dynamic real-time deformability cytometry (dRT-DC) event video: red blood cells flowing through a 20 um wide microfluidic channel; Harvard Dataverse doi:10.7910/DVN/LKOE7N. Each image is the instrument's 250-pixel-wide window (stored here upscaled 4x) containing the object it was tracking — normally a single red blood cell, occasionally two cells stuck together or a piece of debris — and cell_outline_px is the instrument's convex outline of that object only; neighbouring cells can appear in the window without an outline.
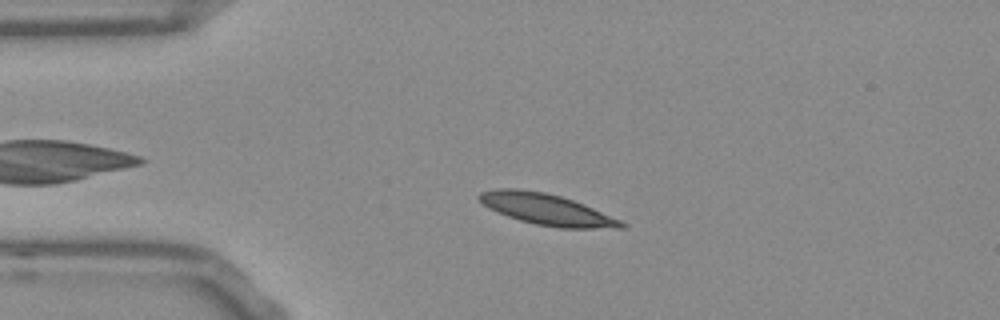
{"species": "Egyptian fruit bat (a non-hibernating species)", "species_latin": "Rousettus aegyptiacus", "temperature_condition": "room temperature", "stored_images_in_passage": 53, "camera_frame_rate_fps": 3000, "um_per_image_px": 0.085, "frame": {"image": 1, "passage_image": 11, "time_ms": 3.333, "image_size_px": [1000, 320], "cell_outline_px": [[628, 224], [624, 228], [560, 228], [536, 224], [520, 220], [496, 212], [488, 208], [476, 196], [480, 192], [500, 188], [516, 188], [544, 192], [560, 196], [584, 204], [620, 220]], "centroid_in_image_um": [46.45, 17.8], "position_along_channel_um": 38.5, "area_um2": 25.61}}
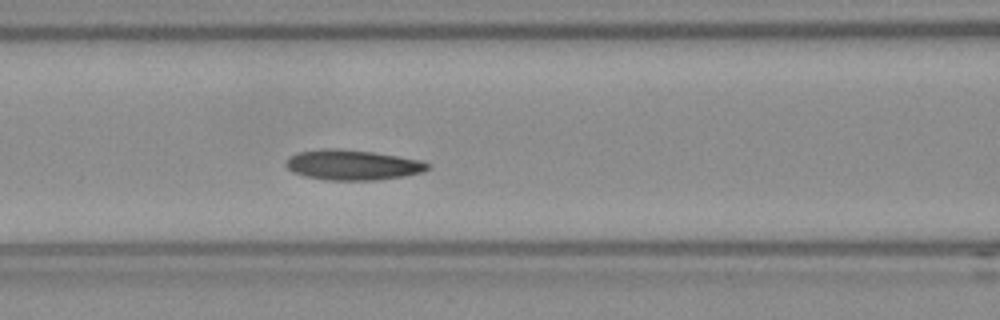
{"frame": {"image": 2, "passage_image": 21, "time_ms": 6.667, "image_size_px": [1000, 320], "cell_outline_px": [[432, 164], [428, 168], [420, 172], [404, 176], [376, 180], [324, 180], [304, 176], [292, 172], [284, 164], [288, 156], [296, 152], [324, 148], [340, 148], [372, 152], [420, 160]], "centroid_in_image_um": [29.9, 14.01], "position_along_channel_um": 136.7, "area_um2": 25.09}}
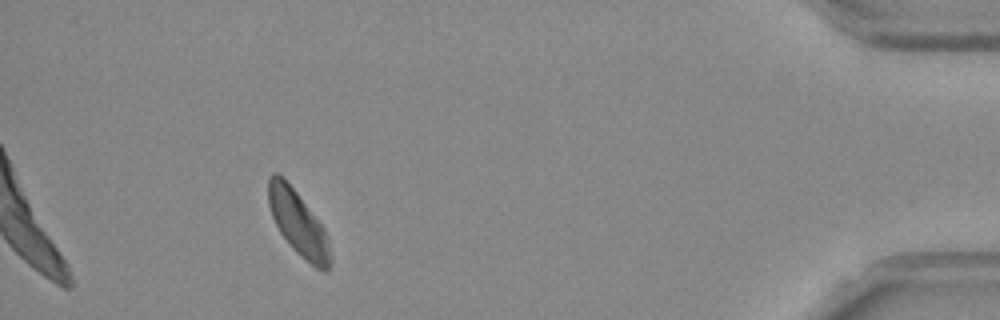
{"frame": {"image": 3, "passage_image": 48, "time_ms": 15.667, "image_size_px": [1000, 320], "cell_outline_px": [[328, 272], [324, 272], [316, 268], [296, 252], [292, 248], [280, 232], [272, 216], [268, 204], [268, 176], [272, 172], [276, 172], [296, 192], [324, 228], [328, 248]], "centroid_in_image_um": [25.29, 18.95], "position_along_channel_um": 409.9, "area_um2": 22.43}, "authors_computed_cell_mechanics": {"area_um2": 24.3338, "velocity_mm_per_s": 3.732, "shape_relaxation_time_tau1_ms": 5.3462, "shape_relaxation_time_tau2_ms": null, "deformation_change_tau1": 0.1108, "deformation_change_tau2": null}}